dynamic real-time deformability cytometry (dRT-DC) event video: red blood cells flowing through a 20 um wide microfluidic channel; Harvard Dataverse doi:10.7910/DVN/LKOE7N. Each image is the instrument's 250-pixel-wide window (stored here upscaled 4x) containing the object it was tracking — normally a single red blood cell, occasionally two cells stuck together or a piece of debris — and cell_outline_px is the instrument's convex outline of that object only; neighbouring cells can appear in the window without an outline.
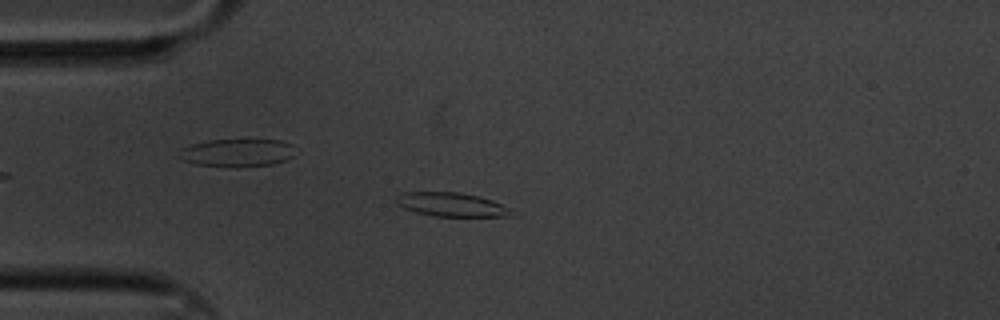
{"species": "common noctule bat (a hibernating species)", "species_latin": "Nyctalus noctula", "temperature_condition": "cold", "stored_images_in_passage": 60, "camera_frame_rate_fps": 3000, "um_per_image_px": 0.085, "animal": {"sex": "male", "body_mass_g": 20.1, "forearm_length_mm": 53.5}, "frame": {"image": 1, "passage_image": 15, "time_ms": 4.667, "image_size_px": [1000, 320], "cell_outline_px": [[512, 208], [508, 216], [432, 216], [416, 212], [404, 208], [396, 204], [396, 196], [400, 192], [456, 192], [476, 196], [492, 200]], "centroid_in_image_um": [38.31, 17.38], "position_along_channel_um": 46.7, "area_um2": 15.9}}
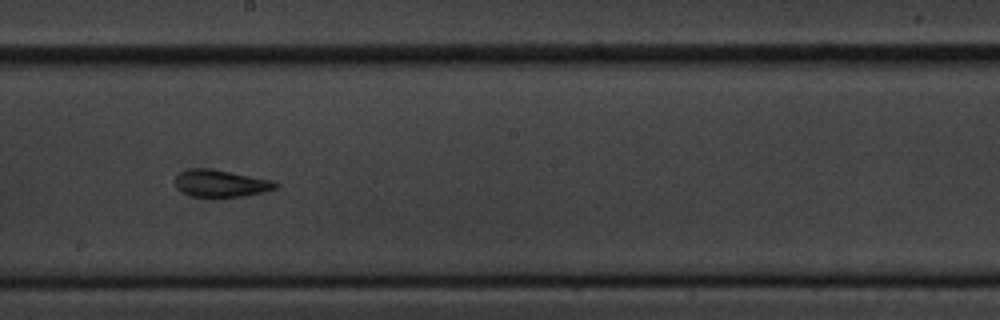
{"frame": {"image": 2, "passage_image": 33, "time_ms": 10.667, "image_size_px": [1000, 320], "cell_outline_px": [[280, 184], [276, 188], [264, 192], [244, 196], [192, 196], [176, 188], [176, 176], [180, 172], [188, 168], [208, 168], [272, 180]], "centroid_in_image_um": [18.77, 15.58], "position_along_channel_um": 229.4, "area_um2": 15.61}}
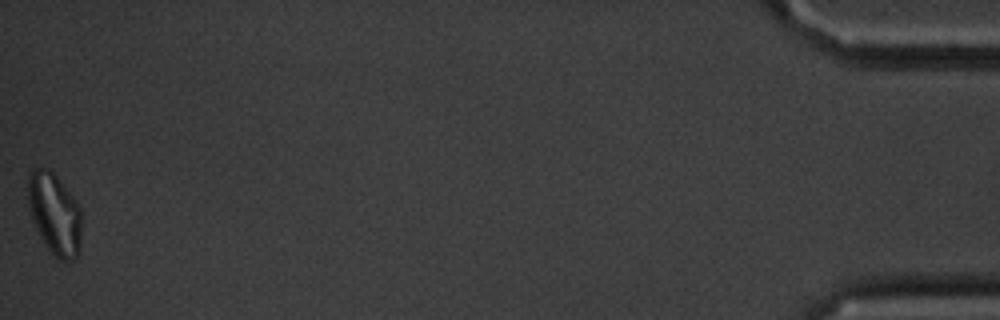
{"frame": {"image": 3, "passage_image": 60, "time_ms": 19.667, "image_size_px": [1000, 320], "cell_outline_px": [[80, 252], [72, 260], [60, 260], [44, 244], [32, 220], [28, 204], [24, 184], [28, 172], [32, 168], [48, 168], [56, 176], [72, 196], [80, 208]], "centroid_in_image_um": [4.57, 18.12], "position_along_channel_um": 430.6, "area_um2": 25.72}, "authors_computed_cell_mechanics": {"area_um2": 16.3574, "velocity_mm_per_s": 3.2952, "shape_relaxation_time_tau1_ms": 6.652, "shape_relaxation_time_tau2_ms": 3.2999, "deformation_change_tau1": 0.2052, "deformation_change_tau2": 0.1235}}